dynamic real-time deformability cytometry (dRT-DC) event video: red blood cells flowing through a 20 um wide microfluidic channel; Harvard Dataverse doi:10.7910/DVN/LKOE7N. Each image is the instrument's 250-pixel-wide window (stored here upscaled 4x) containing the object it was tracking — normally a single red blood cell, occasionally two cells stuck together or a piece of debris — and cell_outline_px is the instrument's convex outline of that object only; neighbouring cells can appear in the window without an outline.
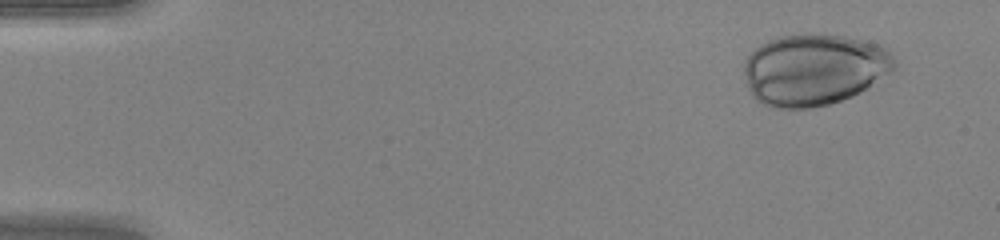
{"species": "human", "species_latin": "Homo sapiens", "temperature_condition": "warm", "stored_images_in_passage": 40, "camera_frame_rate_fps": 3000, "um_per_image_px": 0.085, "donor": {"sex": "female"}, "frame": {"image": 1, "passage_image": 4, "time_ms": 1.0, "image_size_px": [1000, 240], "cell_outline_px": [[896, 68], [892, 72], [868, 88], [852, 96], [828, 104], [812, 108], [772, 108], [756, 100], [752, 96], [748, 88], [744, 72], [744, 64], [748, 56], [756, 48], [768, 40], [780, 36], [808, 32], [812, 32], [844, 36], [880, 44], [892, 52], [896, 60]], "centroid_in_image_um": [69.23, 5.9], "position_along_channel_um": 15.8, "area_um2": 63.46}}
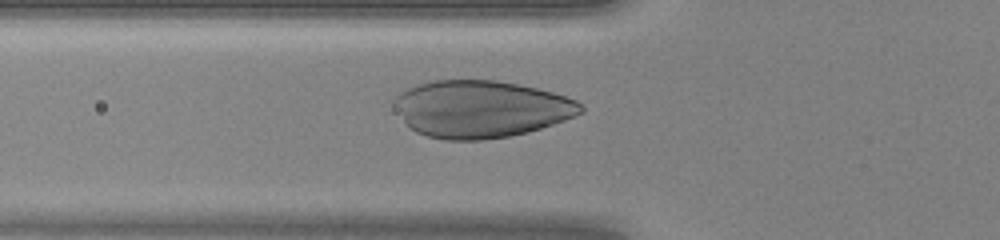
{"frame": {"image": 2, "passage_image": 18, "time_ms": 5.667, "image_size_px": [1000, 240], "cell_outline_px": [[584, 112], [576, 116], [528, 132], [508, 136], [484, 140], [444, 140], [428, 136], [416, 132], [396, 112], [392, 104], [392, 100], [404, 88], [432, 80], [496, 80], [536, 88], [552, 92], [576, 100], [584, 104]], "centroid_in_image_um": [40.85, 9.26], "position_along_channel_um": 84.9, "area_um2": 62.31}}
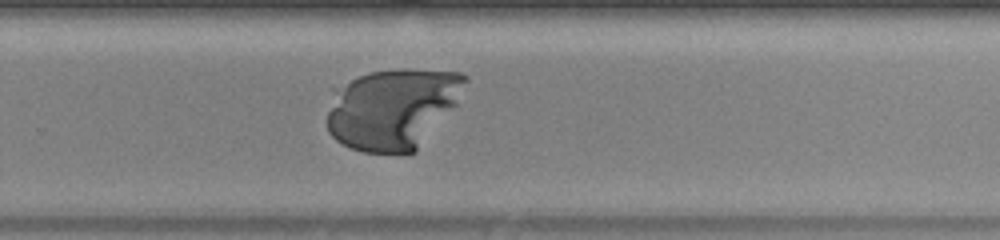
{"frame": {"image": 3, "passage_image": 33, "time_ms": 10.667, "image_size_px": [1000, 240], "cell_outline_px": [[468, 80], [456, 104], [416, 152], [364, 152], [352, 148], [336, 140], [328, 132], [328, 112], [332, 88], [368, 72], [396, 68], [412, 68], [460, 72], [468, 76]], "centroid_in_image_um": [33.38, 9.19], "position_along_channel_um": 296.4, "area_um2": 65.31}}